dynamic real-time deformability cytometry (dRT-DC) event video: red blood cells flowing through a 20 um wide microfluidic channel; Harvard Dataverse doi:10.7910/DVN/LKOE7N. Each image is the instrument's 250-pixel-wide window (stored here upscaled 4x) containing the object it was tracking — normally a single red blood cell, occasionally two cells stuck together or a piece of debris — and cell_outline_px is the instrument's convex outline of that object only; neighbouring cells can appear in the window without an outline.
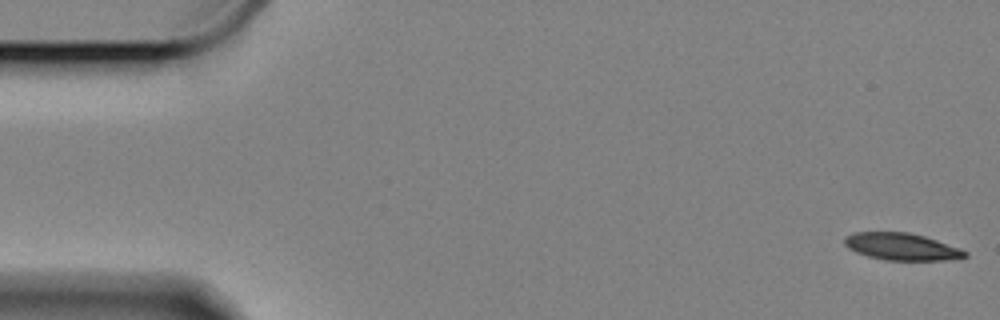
{"species": "Egyptian fruit bat (a non-hibernating species)", "species_latin": "Rousettus aegyptiacus", "temperature_condition": "cold", "stored_images_in_passage": 59, "camera_frame_rate_fps": 3000, "um_per_image_px": 0.085, "animal": {"sex": "female"}, "frame": {"image": 1, "passage_image": 1, "time_ms": 0.0, "image_size_px": [1000, 320], "cell_outline_px": [[968, 256], [944, 260], [884, 260], [868, 256], [856, 252], [848, 248], [844, 244], [844, 236], [856, 232], [908, 232], [924, 236], [960, 248], [968, 252]], "centroid_in_image_um": [76.61, 20.96], "position_along_channel_um": 8.4, "area_um2": 18.96}}
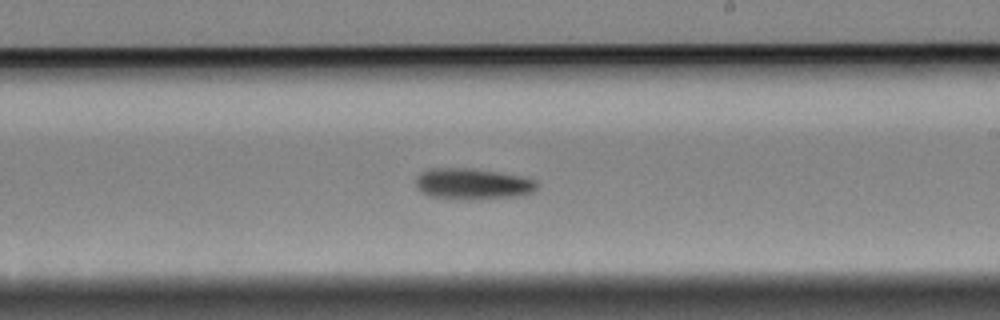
{"frame": {"image": 2, "passage_image": 34, "time_ms": 11.0, "image_size_px": [1000, 320], "cell_outline_px": [[536, 192], [524, 196], [472, 200], [452, 200], [428, 196], [420, 192], [416, 188], [416, 176], [420, 172], [428, 168], [472, 168], [520, 176], [536, 180]], "centroid_in_image_um": [40.14, 15.66], "position_along_channel_um": 248.9, "area_um2": 22.66}}
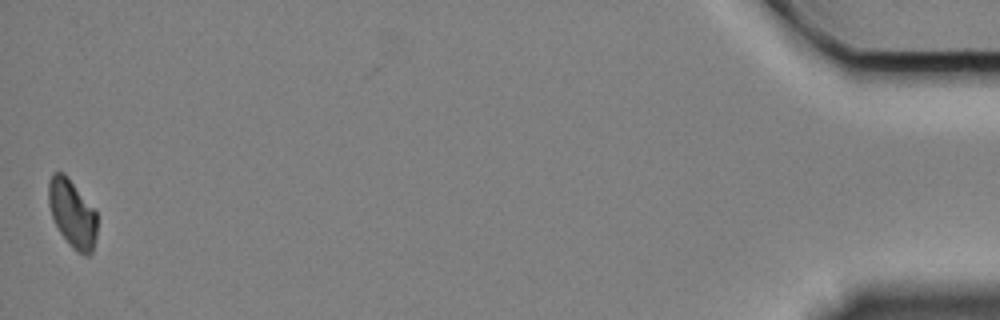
{"frame": {"image": 3, "passage_image": 59, "time_ms": 19.333, "image_size_px": [1000, 320], "cell_outline_px": [[96, 236], [92, 252], [88, 256], [84, 256], [76, 252], [68, 244], [60, 232], [52, 216], [48, 204], [48, 184], [52, 172], [64, 172], [96, 212]], "centroid_in_image_um": [6.13, 18.17], "position_along_channel_um": 429.1, "area_um2": 19.13}, "authors_computed_cell_mechanics": {"area_um2": 20.5768, "velocity_mm_per_s": 3.3066, "shape_relaxation_time_tau1_ms": 5.3645, "shape_relaxation_time_tau2_ms": null, "deformation_change_tau1": 0.1332, "deformation_change_tau2": null}}